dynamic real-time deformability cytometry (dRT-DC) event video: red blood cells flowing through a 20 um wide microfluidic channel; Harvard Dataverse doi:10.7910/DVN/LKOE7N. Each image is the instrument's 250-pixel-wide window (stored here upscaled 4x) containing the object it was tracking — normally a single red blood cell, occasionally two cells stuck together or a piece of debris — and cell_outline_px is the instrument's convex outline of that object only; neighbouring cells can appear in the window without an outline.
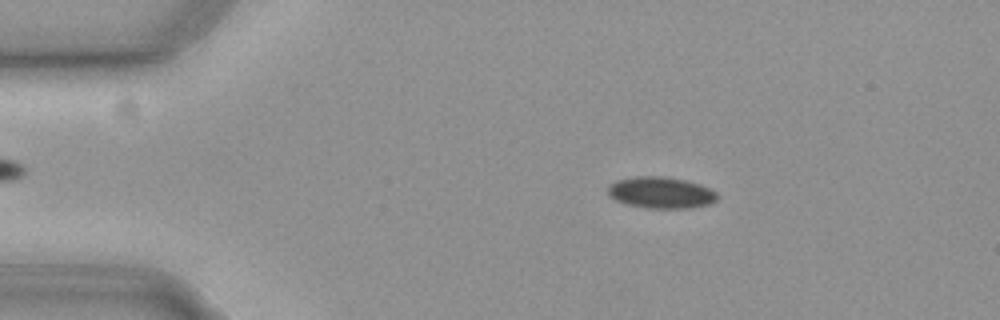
{"species": "common noctule bat (a hibernating species)", "species_latin": "Nyctalus noctula", "temperature_condition": "cold", "stored_images_in_passage": 50, "camera_frame_rate_fps": 3000, "um_per_image_px": 0.085, "animal": {"sex": "female", "body_mass_g": 19.3, "forearm_length_mm": 54.1}, "frame": {"image": 1, "passage_image": 4, "time_ms": 1.0, "image_size_px": [1000, 320], "cell_outline_px": [[720, 196], [712, 204], [688, 208], [644, 208], [628, 204], [616, 200], [608, 196], [608, 184], [616, 180], [636, 176], [664, 176], [688, 180], [700, 184], [716, 192]], "centroid_in_image_um": [56.19, 16.37], "position_along_channel_um": 28.8, "area_um2": 20.35}}
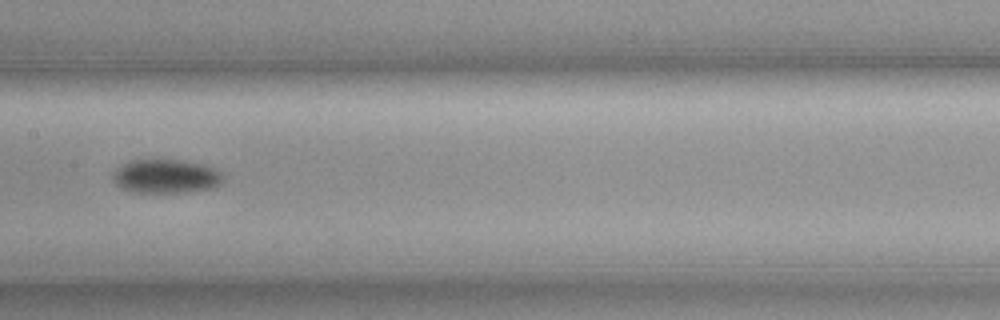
{"frame": {"image": 2, "passage_image": 22, "time_ms": 7.0, "image_size_px": [1000, 320], "cell_outline_px": [[224, 180], [216, 188], [192, 192], [132, 192], [116, 184], [112, 180], [112, 172], [116, 168], [132, 160], [152, 156], [184, 160], [204, 164], [220, 172], [224, 176]], "centroid_in_image_um": [14.11, 14.94], "position_along_channel_um": 193.3, "area_um2": 22.72}}
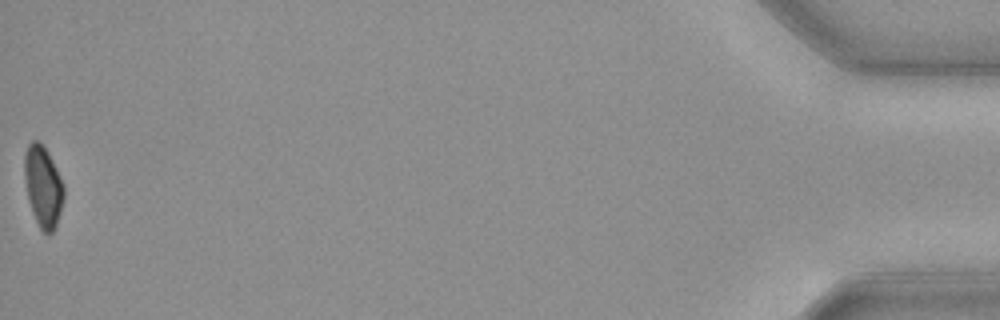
{"frame": {"image": 3, "passage_image": 50, "time_ms": 16.333, "image_size_px": [1000, 320], "cell_outline_px": [[64, 196], [60, 212], [56, 224], [52, 232], [48, 236], [40, 228], [32, 212], [28, 200], [24, 176], [24, 156], [28, 144], [32, 140], [40, 140], [48, 152], [64, 188]], "centroid_in_image_um": [3.64, 15.83], "position_along_channel_um": 431.6, "area_um2": 18.44}, "authors_computed_cell_mechanics": {"area_um2": 20.3456, "velocity_mm_per_s": 3.7099, "shape_relaxation_time_tau1_ms": 2.9339, "shape_relaxation_time_tau2_ms": null, "deformation_change_tau1": 0.0487, "deformation_change_tau2": null}}